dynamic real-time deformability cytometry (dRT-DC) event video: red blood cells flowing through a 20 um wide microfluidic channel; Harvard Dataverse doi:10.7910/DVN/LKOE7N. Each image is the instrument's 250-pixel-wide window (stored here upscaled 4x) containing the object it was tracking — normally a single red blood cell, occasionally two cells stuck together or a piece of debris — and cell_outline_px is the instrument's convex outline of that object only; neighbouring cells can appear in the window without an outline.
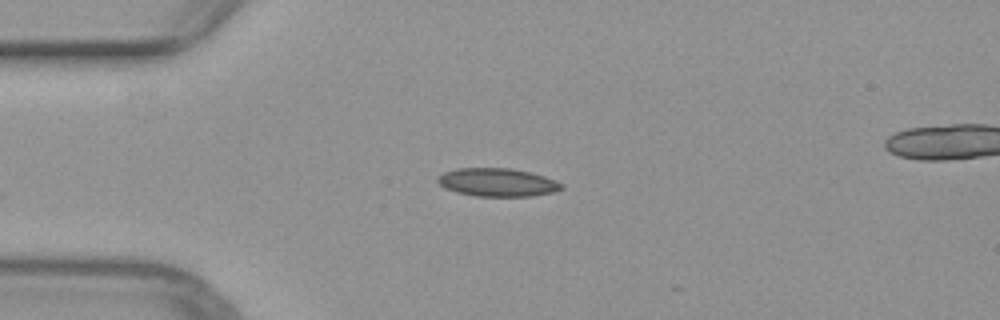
{"species": "common noctule bat (a hibernating species)", "species_latin": "Nyctalus noctula", "temperature_condition": "warm", "stored_images_in_passage": 27, "camera_frame_rate_fps": 3000, "um_per_image_px": 0.085, "animal": {"sex": "female", "body_mass_g": 29.2, "forearm_length_mm": 56.3}, "frame": {"image": 1, "passage_image": 1, "time_ms": 0.0, "image_size_px": [1000, 320], "cell_outline_px": [[564, 188], [552, 192], [532, 196], [476, 196], [456, 192], [444, 188], [436, 180], [444, 172], [460, 168], [512, 168], [532, 172], [556, 180], [564, 184]], "centroid_in_image_um": [42.31, 15.5], "position_along_channel_um": 42.7, "area_um2": 20.4}}
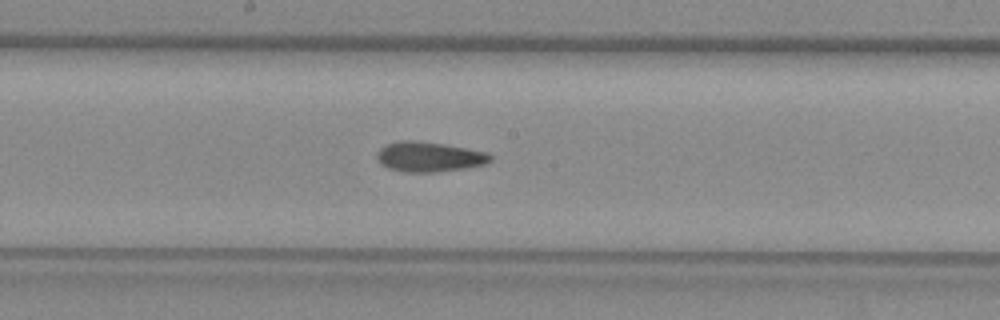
{"frame": {"image": 2, "passage_image": 15, "time_ms": 4.667, "image_size_px": [1000, 320], "cell_outline_px": [[492, 160], [484, 164], [464, 168], [436, 172], [404, 172], [388, 168], [380, 164], [376, 156], [376, 152], [380, 148], [388, 144], [400, 140], [412, 140], [444, 144], [488, 152], [492, 156]], "centroid_in_image_um": [36.46, 13.33], "position_along_channel_um": 211.7, "area_um2": 19.83}}
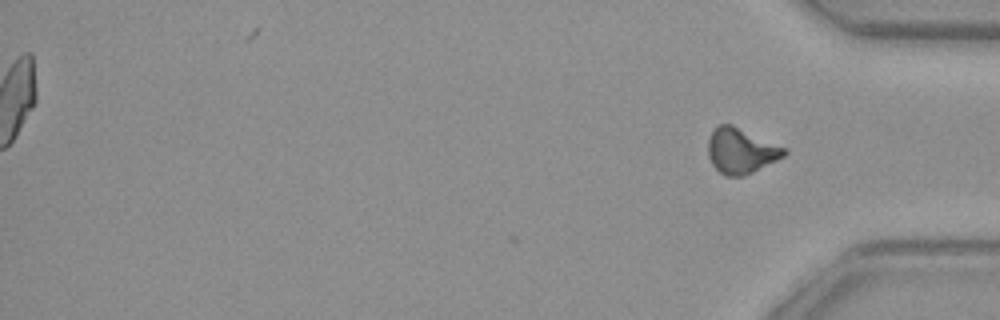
{"frame": {"image": 3, "passage_image": 27, "time_ms": 8.667, "image_size_px": [1000, 320], "cell_outline_px": [[788, 152], [784, 156], [744, 176], [724, 176], [712, 164], [708, 156], [708, 140], [712, 132], [720, 124], [732, 124], [788, 148]], "centroid_in_image_um": [63.0, 12.81], "position_along_channel_um": 372.2, "area_um2": 20.11}}